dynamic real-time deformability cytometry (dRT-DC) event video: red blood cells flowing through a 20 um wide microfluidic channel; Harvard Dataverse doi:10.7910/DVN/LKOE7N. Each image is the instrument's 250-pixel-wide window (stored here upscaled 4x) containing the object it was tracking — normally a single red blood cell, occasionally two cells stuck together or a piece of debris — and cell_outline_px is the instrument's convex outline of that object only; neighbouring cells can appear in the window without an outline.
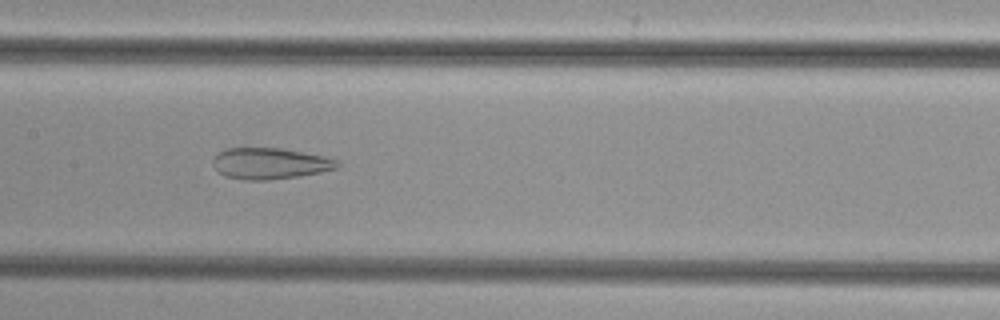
{"species": "common noctule bat (a hibernating species)", "species_latin": "Nyctalus noctula", "temperature_condition": "cold", "stored_images_in_passage": 48, "camera_frame_rate_fps": 3000, "um_per_image_px": 0.085, "animal": {"sex": "female", "body_mass_g": 29.2, "forearm_length_mm": 56.3}, "frame": {"image": 1, "passage_image": 22, "time_ms": 7.0, "image_size_px": [1000, 320], "cell_outline_px": [[340, 164], [336, 168], [320, 172], [300, 176], [268, 180], [244, 180], [224, 176], [212, 164], [212, 160], [224, 148], [284, 148], [324, 156], [336, 160]], "centroid_in_image_um": [22.94, 13.89], "position_along_channel_um": 184.5, "area_um2": 22.6}}
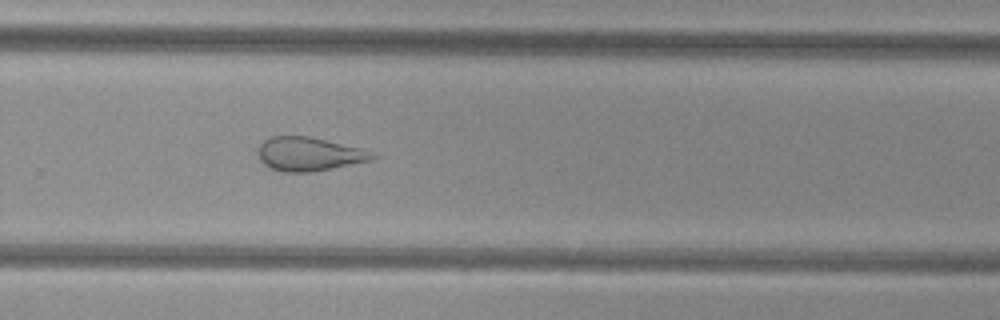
{"frame": {"image": 2, "passage_image": 31, "time_ms": 10.0, "image_size_px": [1000, 320], "cell_outline_px": [[380, 156], [372, 160], [312, 172], [284, 172], [268, 168], [260, 160], [256, 152], [260, 144], [264, 140], [272, 136], [308, 136], [360, 148]], "centroid_in_image_um": [26.22, 13.1], "position_along_channel_um": 303.6, "area_um2": 22.48}}
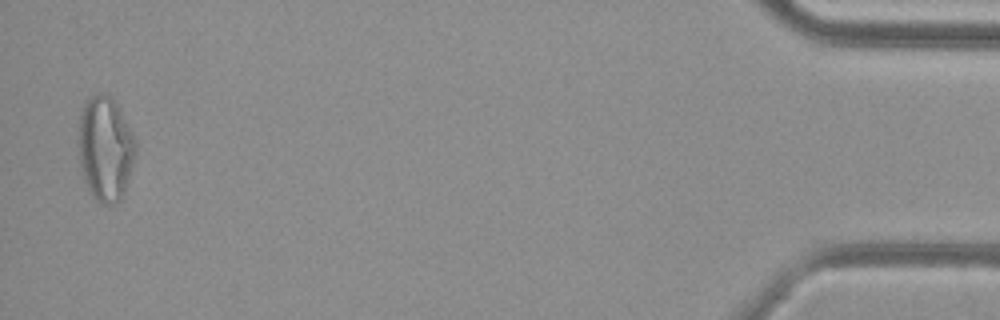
{"frame": {"image": 3, "passage_image": 47, "time_ms": 15.333, "image_size_px": [1000, 320], "cell_outline_px": [[136, 152], [124, 192], [120, 200], [112, 204], [104, 204], [96, 200], [92, 196], [84, 180], [80, 164], [76, 144], [80, 112], [84, 104], [92, 96], [100, 92], [108, 92], [112, 96], [136, 140]], "centroid_in_image_um": [8.92, 12.6], "position_along_channel_um": 426.3, "area_um2": 35.2}}